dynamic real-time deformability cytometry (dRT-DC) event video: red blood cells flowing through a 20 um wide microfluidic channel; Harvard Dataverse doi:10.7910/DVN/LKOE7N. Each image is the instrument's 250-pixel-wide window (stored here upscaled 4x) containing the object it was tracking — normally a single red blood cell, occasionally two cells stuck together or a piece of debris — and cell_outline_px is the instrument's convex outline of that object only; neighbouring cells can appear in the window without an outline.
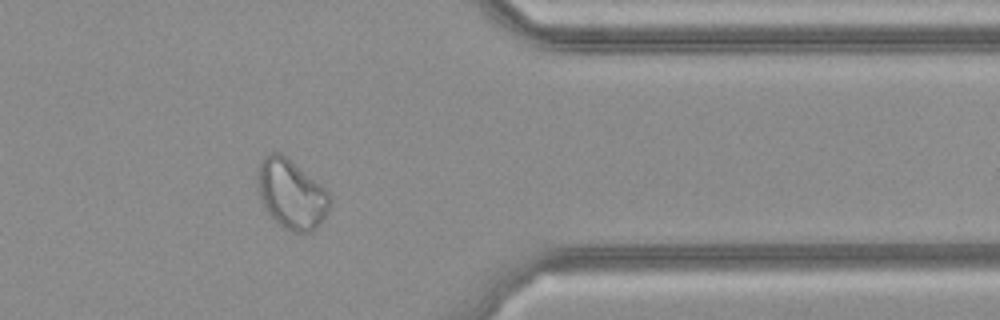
{"species": "common noctule bat (a hibernating species)", "species_latin": "Nyctalus noctula", "temperature_condition": "cold", "stored_images_in_passage": 27, "camera_frame_rate_fps": 3000, "um_per_image_px": 0.085, "animal": {"sex": "female", "body_mass_g": 21.9}, "frame": {"image": 1, "passage_image": 20, "time_ms": 6.333, "image_size_px": [1000, 320], "cell_outline_px": [[332, 204], [320, 224], [312, 232], [292, 232], [280, 224], [268, 212], [260, 196], [256, 180], [256, 172], [264, 156], [268, 152], [284, 152], [320, 184], [332, 196]], "centroid_in_image_um": [24.78, 16.45], "position_along_channel_um": 386.6, "area_um2": 29.48}}